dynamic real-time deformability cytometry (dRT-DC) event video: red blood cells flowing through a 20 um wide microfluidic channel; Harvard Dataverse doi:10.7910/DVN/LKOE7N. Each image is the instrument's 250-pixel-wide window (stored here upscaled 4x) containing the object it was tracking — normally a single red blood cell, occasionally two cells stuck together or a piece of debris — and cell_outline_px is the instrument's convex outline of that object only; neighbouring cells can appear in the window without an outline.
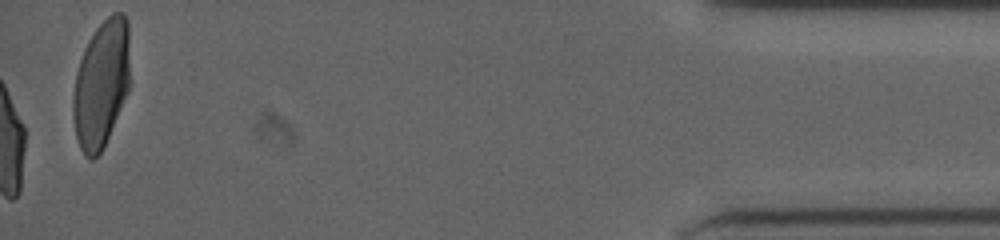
{"species": "human", "species_latin": "Homo sapiens", "temperature_condition": "cold", "stored_images_in_passage": 53, "camera_frame_rate_fps": 3000, "um_per_image_px": 0.085, "donor": {"sex": "male"}, "frame": {"image": 1, "passage_image": 53, "time_ms": 17.333, "image_size_px": [1000, 240], "cell_outline_px": [[128, 88], [108, 136], [100, 152], [92, 160], [88, 160], [80, 148], [76, 136], [72, 108], [72, 100], [76, 72], [84, 48], [88, 40], [96, 28], [112, 12], [124, 12], [128, 20]], "centroid_in_image_um": [8.58, 7.09], "position_along_channel_um": 426.6, "area_um2": 41.67}, "authors_computed_cell_mechanics": {"area_um2": 33.2928, "velocity_mm_per_s": 3.9169, "shape_relaxation_time_tau1_ms": 4.8359, "shape_relaxation_time_tau2_ms": 1.547, "deformation_change_tau1": 0.175, "deformation_change_tau2": 0.0509}}